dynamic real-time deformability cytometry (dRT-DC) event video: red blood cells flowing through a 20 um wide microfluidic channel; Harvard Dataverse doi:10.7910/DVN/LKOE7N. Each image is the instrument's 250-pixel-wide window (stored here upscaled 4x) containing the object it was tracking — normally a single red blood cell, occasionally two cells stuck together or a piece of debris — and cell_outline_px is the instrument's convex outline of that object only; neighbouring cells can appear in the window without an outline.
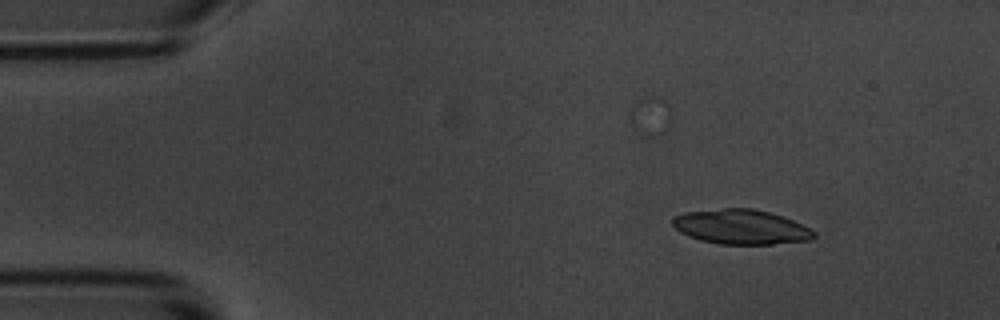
{"species": "common noctule bat (a hibernating species)", "species_latin": "Nyctalus noctula", "temperature_condition": "room temperature", "stored_images_in_passage": 8, "camera_frame_rate_fps": 3000, "um_per_image_px": 0.085, "animal": {"sex": "male", "body_mass_g": 20.1, "forearm_length_mm": 53.5}, "frame": {"image": 1, "passage_image": 1, "time_ms": 0.0, "image_size_px": [1000, 320], "cell_outline_px": [[816, 236], [812, 240], [772, 244], [720, 244], [700, 240], [688, 236], [680, 232], [672, 224], [672, 216], [684, 212], [724, 208], [752, 208], [768, 212], [792, 220], [816, 232]], "centroid_in_image_um": [62.96, 19.29], "position_along_channel_um": 22.0, "area_um2": 28.55}}